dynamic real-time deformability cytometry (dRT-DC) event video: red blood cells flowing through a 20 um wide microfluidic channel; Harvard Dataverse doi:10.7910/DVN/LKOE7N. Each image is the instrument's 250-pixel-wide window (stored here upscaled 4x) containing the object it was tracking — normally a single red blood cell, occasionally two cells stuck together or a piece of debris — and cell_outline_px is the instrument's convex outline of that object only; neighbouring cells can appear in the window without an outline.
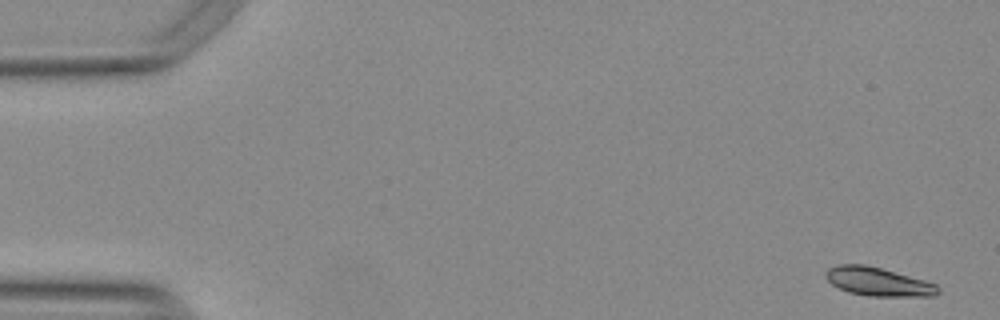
{"species": "Egyptian fruit bat (a non-hibernating species)", "species_latin": "Rousettus aegyptiacus", "temperature_condition": "warm", "stored_images_in_passage": 53, "camera_frame_rate_fps": 3000, "um_per_image_px": 0.085, "animal": {"sex": "female"}, "frame": {"image": 1, "passage_image": 1, "time_ms": 0.0, "image_size_px": [1000, 320], "cell_outline_px": [[940, 292], [936, 296], [868, 296], [848, 292], [832, 284], [824, 276], [824, 272], [828, 268], [840, 264], [864, 264], [880, 268], [924, 280], [936, 284], [940, 288]], "centroid_in_image_um": [74.64, 23.95], "position_along_channel_um": 10.4, "area_um2": 18.67}}
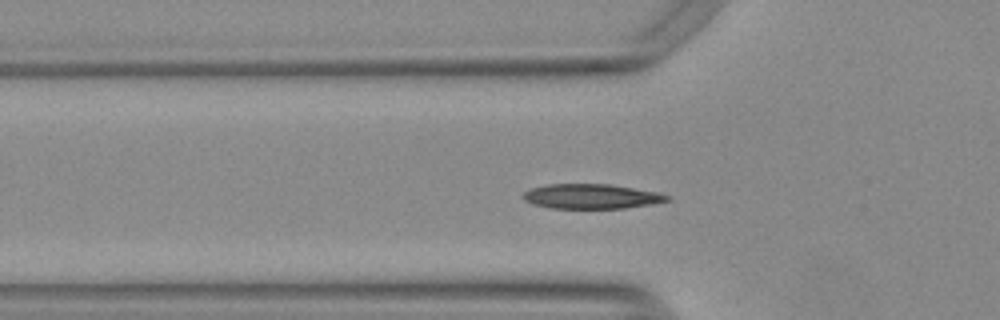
{"frame": {"image": 2, "passage_image": 17, "time_ms": 5.333, "image_size_px": [1000, 320], "cell_outline_px": [[672, 200], [652, 204], [624, 208], [548, 208], [532, 204], [524, 200], [524, 192], [532, 188], [548, 184], [608, 184], [656, 192], [672, 196]], "centroid_in_image_um": [50.28, 16.7], "position_along_channel_um": 75.5, "area_um2": 20.69}}
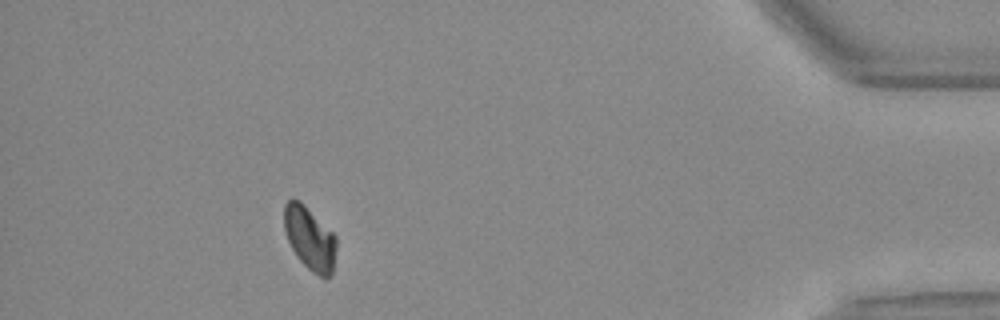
{"frame": {"image": 3, "passage_image": 48, "time_ms": 15.667, "image_size_px": [1000, 320], "cell_outline_px": [[336, 248], [332, 272], [324, 280], [312, 272], [296, 256], [284, 232], [284, 204], [292, 196], [300, 200], [336, 236]], "centroid_in_image_um": [26.31, 20.24], "position_along_channel_um": 408.9, "area_um2": 19.36}, "authors_computed_cell_mechanics": {"area_um2": 19.652, "velocity_mm_per_s": 3.7677, "shape_relaxation_time_tau1_ms": 3.6416, "shape_relaxation_time_tau2_ms": 7.7366, "deformation_change_tau1": 0.1254, "deformation_change_tau2": 0.0698}}